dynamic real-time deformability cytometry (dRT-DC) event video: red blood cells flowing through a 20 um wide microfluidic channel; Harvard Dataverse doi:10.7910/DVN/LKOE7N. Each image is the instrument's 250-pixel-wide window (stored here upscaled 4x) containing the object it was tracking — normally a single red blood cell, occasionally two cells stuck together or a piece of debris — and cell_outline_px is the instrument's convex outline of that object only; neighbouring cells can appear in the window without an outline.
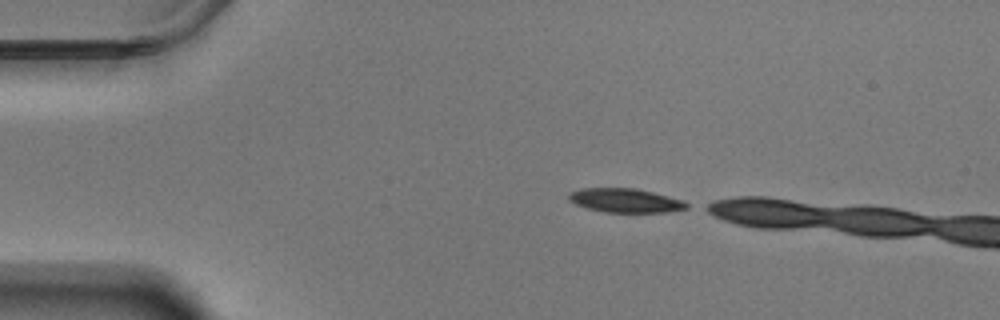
{"species": "Egyptian fruit bat (a non-hibernating species)", "species_latin": "Rousettus aegyptiacus", "temperature_condition": "warm", "stored_images_in_passage": 8, "camera_frame_rate_fps": 3000, "um_per_image_px": 0.085, "animal": {"sex": "male"}, "frame": {"image": 1, "passage_image": 1, "time_ms": 0.0, "image_size_px": [1000, 320], "cell_outline_px": [[692, 204], [688, 208], [668, 212], [604, 212], [588, 208], [576, 204], [568, 200], [568, 192], [580, 188], [632, 188], [652, 192], [684, 200]], "centroid_in_image_um": [53.17, 17.04], "position_along_channel_um": 31.8, "area_um2": 16.59}}